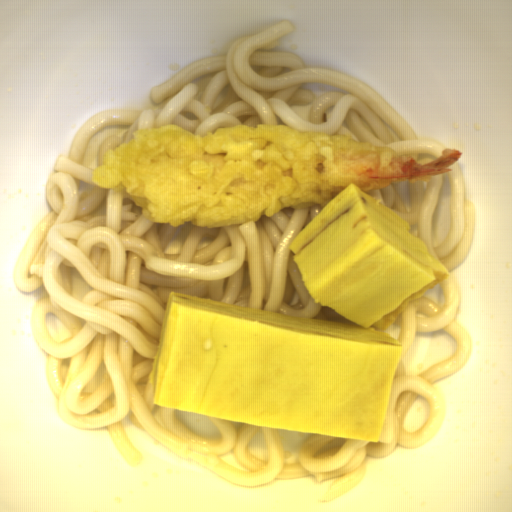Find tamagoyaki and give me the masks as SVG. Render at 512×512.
<instances>
[{"instance_id":"tamagoyaki-1","label":"tamagoyaki","mask_w":512,"mask_h":512,"mask_svg":"<svg viewBox=\"0 0 512 512\" xmlns=\"http://www.w3.org/2000/svg\"><path fill=\"white\" fill-rule=\"evenodd\" d=\"M411 229L351 182L286 246L314 302L350 322L170 290L150 404L378 444L403 352L386 331L451 274Z\"/></svg>"}]
</instances>
